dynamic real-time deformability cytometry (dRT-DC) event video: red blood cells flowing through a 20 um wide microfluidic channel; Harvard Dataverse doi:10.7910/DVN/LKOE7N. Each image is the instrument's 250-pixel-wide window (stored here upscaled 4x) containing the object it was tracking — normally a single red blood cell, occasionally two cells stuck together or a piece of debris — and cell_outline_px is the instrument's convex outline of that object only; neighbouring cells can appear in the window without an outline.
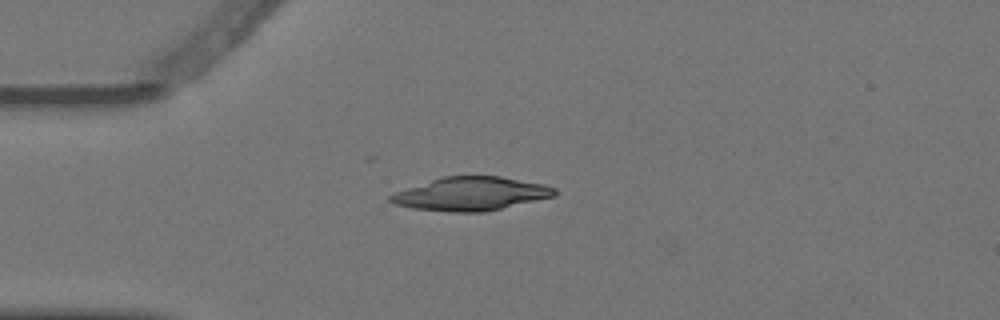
{"species": "Egyptian fruit bat (a non-hibernating species)", "species_latin": "Rousettus aegyptiacus", "temperature_condition": "warm", "stored_images_in_passage": 1, "camera_frame_rate_fps": 3000, "um_per_image_px": 0.085, "animal": {"sex": "female"}, "frame": {"image": 1, "passage_image": 1, "time_ms": 0.0, "image_size_px": [1000, 320], "cell_outline_px": [[556, 196], [484, 212], [452, 212], [412, 208], [396, 204], [388, 200], [388, 196], [396, 192], [440, 176], [500, 176], [544, 184], [556, 188]], "centroid_in_image_um": [40.04, 16.47], "position_along_channel_um": 45.0, "area_um2": 31.96}}